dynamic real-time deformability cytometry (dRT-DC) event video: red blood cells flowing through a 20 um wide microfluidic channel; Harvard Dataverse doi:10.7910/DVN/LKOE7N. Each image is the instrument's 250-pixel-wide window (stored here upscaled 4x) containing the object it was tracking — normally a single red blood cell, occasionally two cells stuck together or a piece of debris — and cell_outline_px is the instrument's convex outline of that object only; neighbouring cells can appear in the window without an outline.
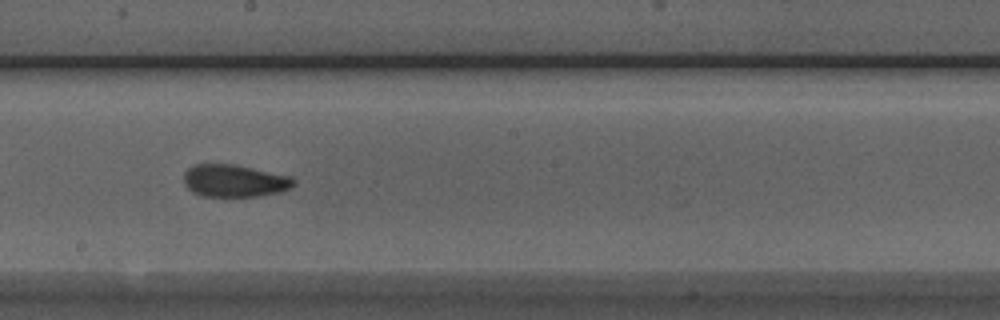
{"species": "Egyptian fruit bat (a non-hibernating species)", "species_latin": "Rousettus aegyptiacus", "temperature_condition": "room temperature", "stored_images_in_passage": 47, "camera_frame_rate_fps": 3000, "um_per_image_px": 0.085, "animal": {"sex": "male"}, "frame": {"image": 1, "passage_image": 27, "time_ms": 8.667, "image_size_px": [1000, 320], "cell_outline_px": [[296, 184], [280, 192], [256, 196], [200, 196], [192, 192], [184, 184], [184, 172], [192, 164], [232, 164], [292, 176], [296, 180]], "centroid_in_image_um": [19.91, 15.36], "position_along_channel_um": 228.3, "area_um2": 20.81}, "authors_computed_cell_mechanics": {"area_um2": 20.7502, "velocity_mm_per_s": 3.9373, "shape_relaxation_time_tau1_ms": null, "shape_relaxation_time_tau2_ms": 1.5028, "deformation_change_tau1": null, "deformation_change_tau2": 0.0684}}